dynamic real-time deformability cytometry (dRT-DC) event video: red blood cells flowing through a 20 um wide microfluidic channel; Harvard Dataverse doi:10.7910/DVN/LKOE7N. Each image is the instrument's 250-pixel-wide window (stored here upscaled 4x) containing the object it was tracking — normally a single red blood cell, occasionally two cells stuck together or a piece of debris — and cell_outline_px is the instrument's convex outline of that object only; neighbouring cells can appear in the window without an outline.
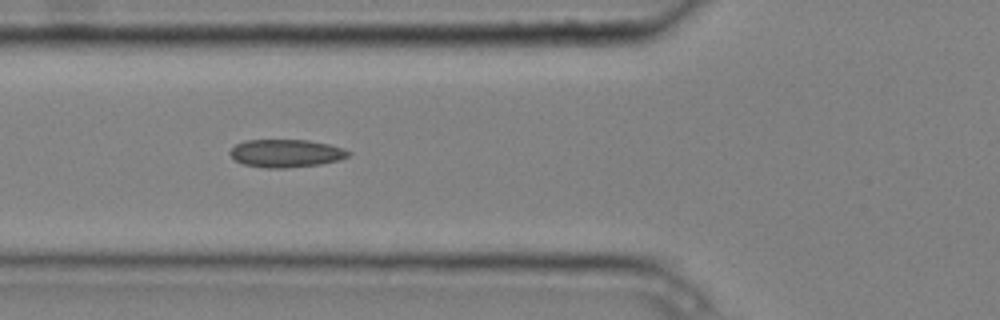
{"species": "common noctule bat (a hibernating species)", "species_latin": "Nyctalus noctula", "temperature_condition": "cold", "stored_images_in_passage": 8, "camera_frame_rate_fps": 3000, "um_per_image_px": 0.085, "animal": {"sex": "male", "body_mass_g": 20.4}, "frame": {"image": 1, "passage_image": 5, "time_ms": 1.333, "image_size_px": [1000, 320], "cell_outline_px": [[352, 152], [348, 156], [340, 160], [320, 164], [284, 168], [264, 168], [244, 164], [236, 160], [228, 152], [236, 144], [244, 140], [308, 140], [328, 144]], "centroid_in_image_um": [24.3, 13.03], "position_along_channel_um": 101.5, "area_um2": 19.13}}
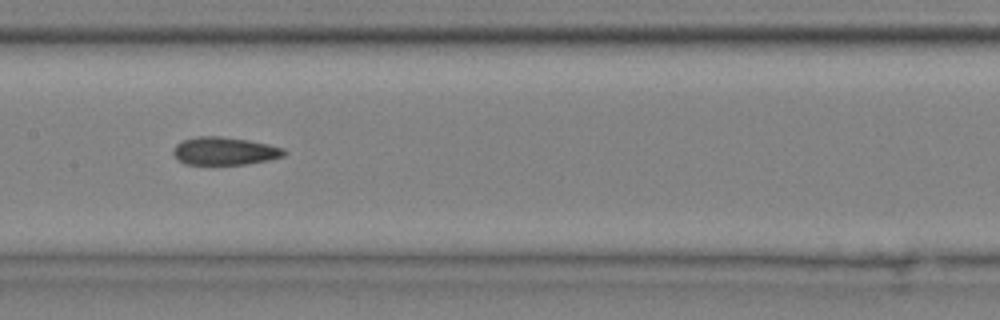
{"frame": {"image": 2, "passage_image": 7, "time_ms": 2.0, "image_size_px": [1000, 320], "cell_outline_px": [[288, 152], [284, 156], [268, 160], [244, 164], [184, 164], [172, 152], [176, 144], [180, 140], [196, 136], [220, 136], [248, 140], [268, 144], [284, 148]], "centroid_in_image_um": [19.09, 12.82], "position_along_channel_um": 188.3, "area_um2": 18.03}}
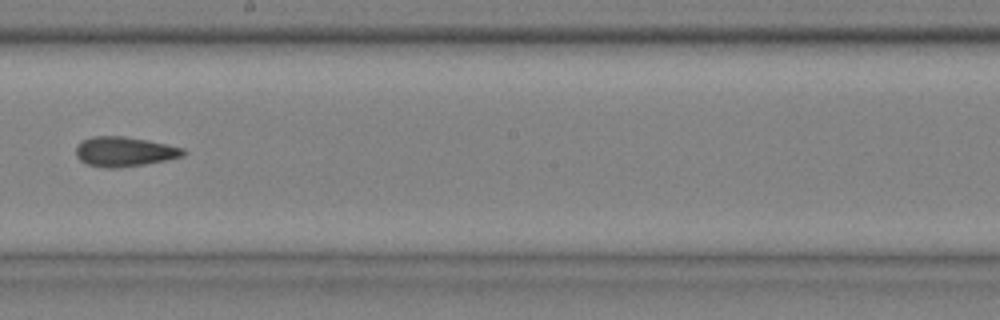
{"frame": {"image": 3, "passage_image": 8, "time_ms": 2.333, "image_size_px": [1000, 320], "cell_outline_px": [[188, 152], [184, 156], [144, 164], [120, 168], [104, 168], [84, 164], [76, 156], [76, 148], [84, 140], [92, 136], [124, 136], [148, 140], [184, 148]], "centroid_in_image_um": [10.58, 12.9], "position_along_channel_um": 237.6, "area_um2": 18.67}}